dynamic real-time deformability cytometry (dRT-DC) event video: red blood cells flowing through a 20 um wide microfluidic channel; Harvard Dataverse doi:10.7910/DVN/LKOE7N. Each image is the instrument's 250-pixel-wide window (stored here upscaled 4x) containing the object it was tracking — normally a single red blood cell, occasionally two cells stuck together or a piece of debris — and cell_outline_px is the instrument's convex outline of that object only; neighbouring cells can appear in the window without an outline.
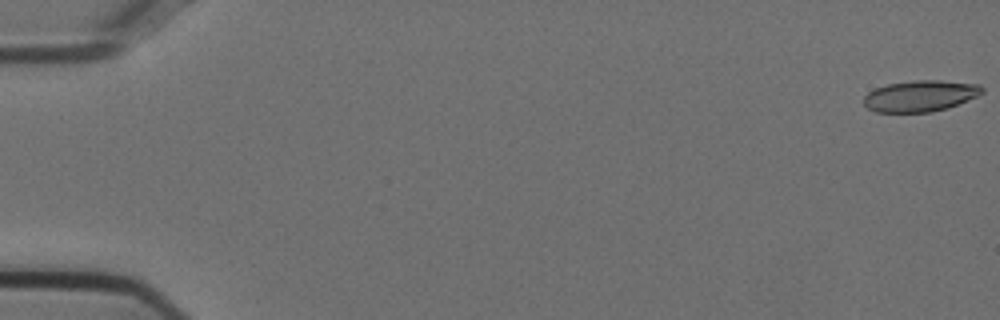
{"species": "Egyptian fruit bat (a non-hibernating species)", "species_latin": "Rousettus aegyptiacus", "temperature_condition": "cold", "stored_images_in_passage": 5, "camera_frame_rate_fps": 3000, "um_per_image_px": 0.085, "animal": {"sex": "female"}, "frame": {"image": 1, "passage_image": 1, "time_ms": 0.0, "image_size_px": [1000, 320], "cell_outline_px": [[984, 92], [976, 96], [948, 108], [932, 112], [876, 112], [868, 108], [864, 104], [864, 96], [868, 92], [876, 88], [888, 84], [912, 80], [940, 80], [980, 84], [984, 88]], "centroid_in_image_um": [78.23, 8.15], "position_along_channel_um": 6.8, "area_um2": 21.56}}